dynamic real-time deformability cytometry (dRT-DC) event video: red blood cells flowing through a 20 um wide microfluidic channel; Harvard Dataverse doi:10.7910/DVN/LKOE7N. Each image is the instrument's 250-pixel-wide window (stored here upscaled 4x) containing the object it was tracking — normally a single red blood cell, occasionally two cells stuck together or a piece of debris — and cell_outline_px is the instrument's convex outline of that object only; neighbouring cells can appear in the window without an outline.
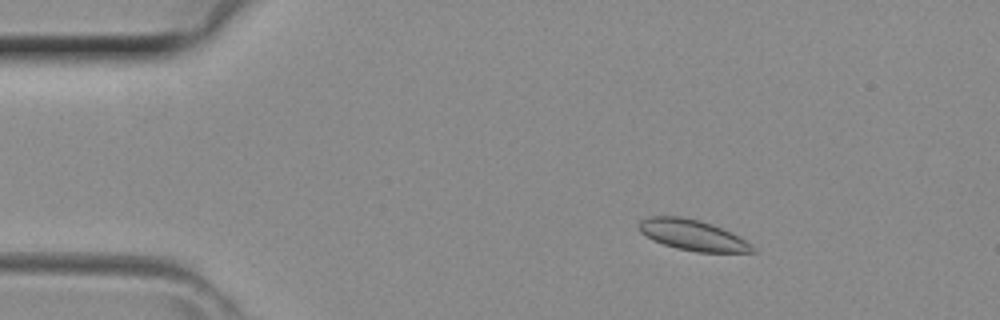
{"species": "common noctule bat (a hibernating species)", "species_latin": "Nyctalus noctula", "temperature_condition": "room temperature", "stored_images_in_passage": 43, "camera_frame_rate_fps": 3000, "um_per_image_px": 0.085, "animal": {"sex": "female", "body_mass_g": 29.2, "forearm_length_mm": 56.3}, "frame": {"image": 1, "passage_image": 7, "time_ms": 2.0, "image_size_px": [1000, 320], "cell_outline_px": [[756, 252], [696, 252], [676, 248], [652, 240], [640, 232], [636, 228], [636, 224], [640, 220], [648, 216], [680, 216], [700, 220], [712, 224], [732, 232], [740, 236], [756, 248]], "centroid_in_image_um": [58.84, 19.97], "position_along_channel_um": 26.2, "area_um2": 20.63}}
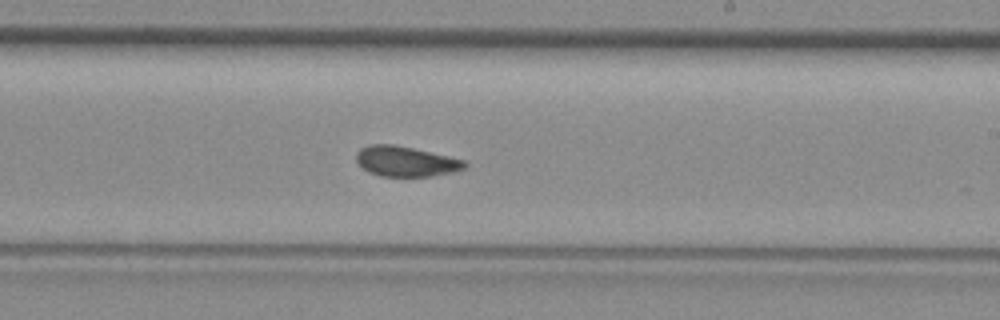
{"frame": {"image": 2, "passage_image": 25, "time_ms": 8.0, "image_size_px": [1000, 320], "cell_outline_px": [[468, 164], [464, 168], [456, 172], [432, 176], [380, 176], [368, 172], [356, 160], [356, 152], [360, 148], [368, 144], [392, 144], [412, 148], [448, 156], [464, 160]], "centroid_in_image_um": [34.48, 13.72], "position_along_channel_um": 254.5, "area_um2": 19.07}}
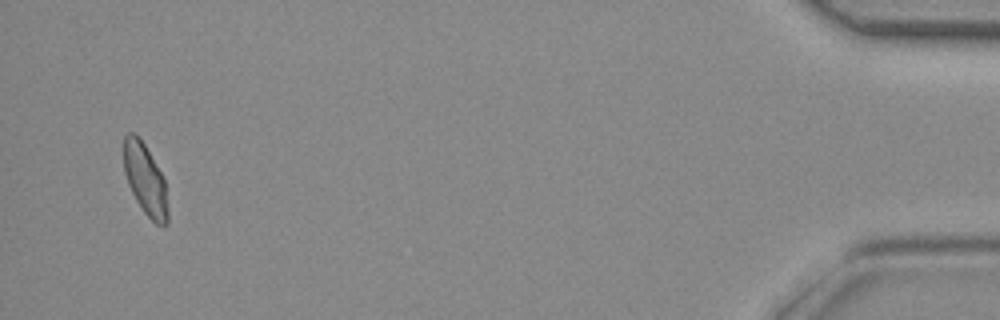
{"frame": {"image": 3, "passage_image": 41, "time_ms": 13.333, "image_size_px": [1000, 320], "cell_outline_px": [[168, 224], [156, 224], [144, 212], [136, 200], [128, 184], [124, 172], [124, 136], [128, 132], [132, 132], [144, 144], [160, 172], [164, 180], [168, 212]], "centroid_in_image_um": [12.33, 15.27], "position_along_channel_um": 422.9, "area_um2": 17.8}}